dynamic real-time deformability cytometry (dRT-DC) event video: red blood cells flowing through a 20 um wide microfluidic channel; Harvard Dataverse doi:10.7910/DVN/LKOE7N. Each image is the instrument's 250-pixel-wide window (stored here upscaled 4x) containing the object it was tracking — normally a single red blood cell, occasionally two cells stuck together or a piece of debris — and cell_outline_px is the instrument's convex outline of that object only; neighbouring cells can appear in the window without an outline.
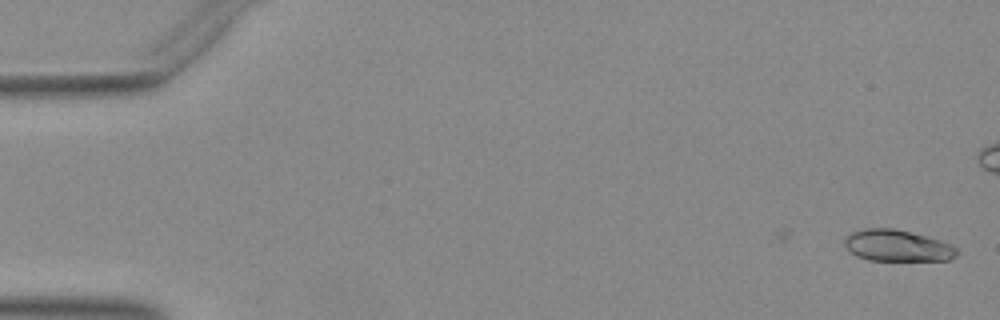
{"species": "Egyptian fruit bat (a non-hibernating species)", "species_latin": "Rousettus aegyptiacus", "temperature_condition": "warm", "stored_images_in_passage": 6, "camera_frame_rate_fps": 3000, "um_per_image_px": 0.085, "animal": {"sex": "female"}, "frame": {"image": 1, "passage_image": 6, "time_ms": 1.667, "image_size_px": [1000, 320], "cell_outline_px": [[960, 252], [956, 256], [948, 260], [868, 260], [856, 256], [844, 244], [844, 240], [852, 232], [864, 228], [892, 228], [940, 240], [952, 244]], "centroid_in_image_um": [76.29, 20.89], "position_along_channel_um": 8.7, "area_um2": 20.4}}